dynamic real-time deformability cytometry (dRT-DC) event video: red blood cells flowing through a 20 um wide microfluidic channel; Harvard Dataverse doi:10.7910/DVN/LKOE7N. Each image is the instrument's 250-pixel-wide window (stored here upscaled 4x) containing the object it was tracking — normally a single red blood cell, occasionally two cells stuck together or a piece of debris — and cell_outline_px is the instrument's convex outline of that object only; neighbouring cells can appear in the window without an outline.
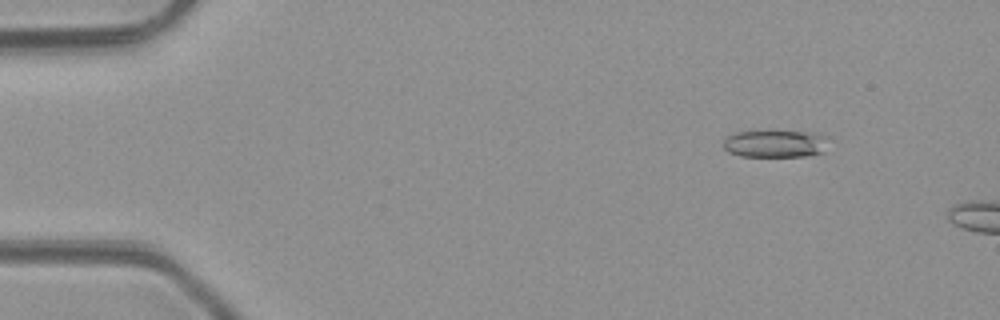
{"species": "common noctule bat (a hibernating species)", "species_latin": "Nyctalus noctula", "temperature_condition": "room temperature", "stored_images_in_passage": 3, "camera_frame_rate_fps": 3000, "um_per_image_px": 0.085, "animal": {"sex": "male", "body_mass_g": 23.1, "forearm_length_mm": 52.7}, "frame": {"image": 1, "passage_image": 1, "time_ms": 0.0, "image_size_px": [1000, 320], "cell_outline_px": [[828, 136], [824, 152], [804, 156], [740, 156], [728, 152], [720, 144], [728, 136], [736, 132], [800, 132]], "centroid_in_image_um": [65.84, 12.23], "position_along_channel_um": 19.2, "area_um2": 16.47}}